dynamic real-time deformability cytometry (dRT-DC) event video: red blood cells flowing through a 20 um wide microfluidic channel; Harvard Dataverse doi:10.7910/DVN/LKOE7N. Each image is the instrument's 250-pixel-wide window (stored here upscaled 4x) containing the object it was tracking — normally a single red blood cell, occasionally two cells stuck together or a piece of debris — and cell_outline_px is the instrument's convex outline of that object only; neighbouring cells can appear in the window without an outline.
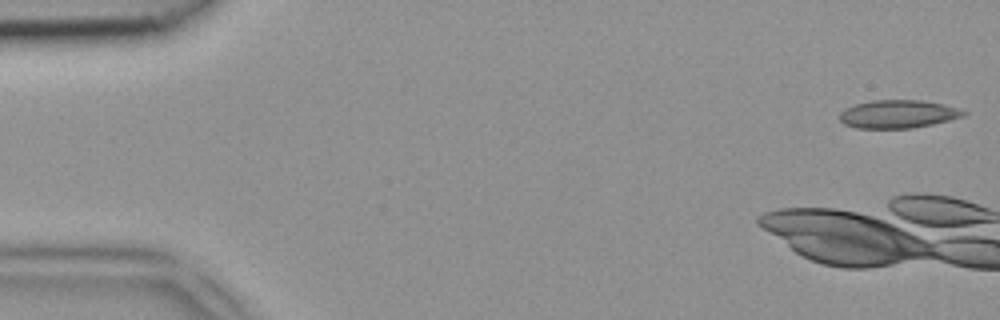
{"species": "common noctule bat (a hibernating species)", "species_latin": "Nyctalus noctula", "temperature_condition": "room temperature", "stored_images_in_passage": 12, "camera_frame_rate_fps": 3000, "um_per_image_px": 0.085, "animal": {"sex": "female", "body_mass_g": 18.4}, "frame": {"image": 1, "passage_image": 1, "time_ms": 0.0, "image_size_px": [1000, 320], "cell_outline_px": [[968, 112], [964, 116], [932, 124], [912, 128], [856, 128], [844, 124], [840, 120], [840, 112], [844, 108], [856, 104], [872, 100], [920, 100], [944, 104], [964, 108]], "centroid_in_image_um": [76.37, 9.69], "position_along_channel_um": 8.6, "area_um2": 20.46}}